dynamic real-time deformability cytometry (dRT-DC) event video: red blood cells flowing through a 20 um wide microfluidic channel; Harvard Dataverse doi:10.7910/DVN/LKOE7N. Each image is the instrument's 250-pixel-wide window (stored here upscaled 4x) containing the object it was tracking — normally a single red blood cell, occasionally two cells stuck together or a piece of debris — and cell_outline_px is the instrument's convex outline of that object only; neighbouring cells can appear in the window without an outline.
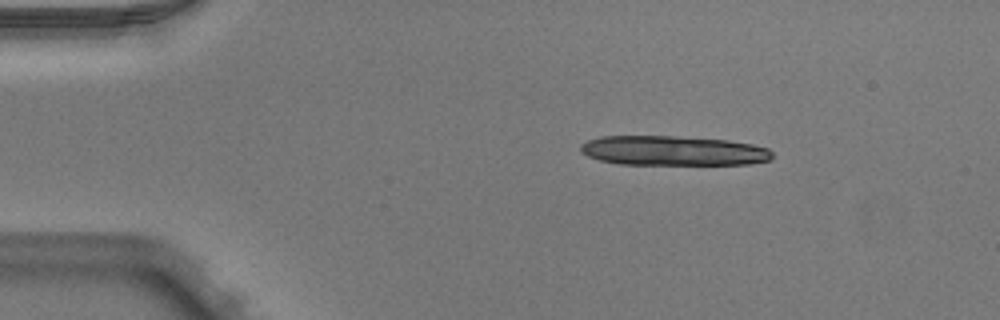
{"species": "Egyptian fruit bat (a non-hibernating species)", "species_latin": "Rousettus aegyptiacus", "temperature_condition": "warm", "stored_images_in_passage": 8, "camera_frame_rate_fps": 3000, "um_per_image_px": 0.085, "animal": {"sex": "male"}, "frame": {"image": 1, "passage_image": 1, "time_ms": 0.0, "image_size_px": [1000, 320], "cell_outline_px": [[772, 160], [752, 164], [616, 164], [600, 160], [588, 156], [580, 152], [580, 144], [588, 140], [600, 136], [676, 136], [728, 140], [752, 144], [768, 148], [772, 152]], "centroid_in_image_um": [57.21, 12.81], "position_along_channel_um": 27.8, "area_um2": 33.35}}